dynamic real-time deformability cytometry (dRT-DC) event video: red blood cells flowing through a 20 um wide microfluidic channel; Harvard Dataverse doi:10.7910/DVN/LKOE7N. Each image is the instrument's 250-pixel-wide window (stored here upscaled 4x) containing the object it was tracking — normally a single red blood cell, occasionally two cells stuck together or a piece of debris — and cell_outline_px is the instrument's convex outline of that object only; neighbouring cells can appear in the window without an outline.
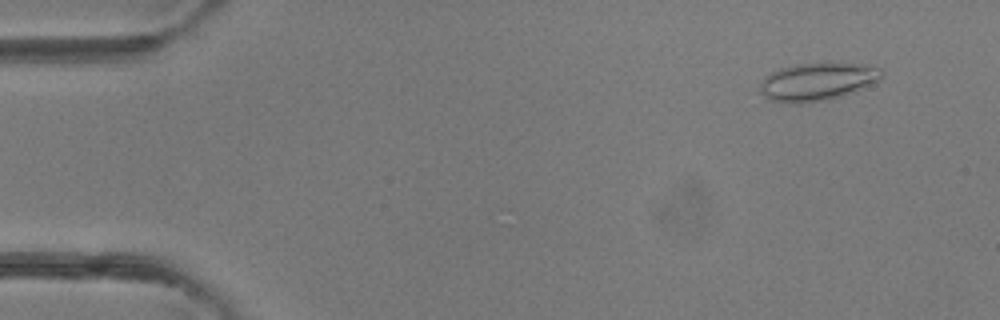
{"species": "common noctule bat (a hibernating species)", "species_latin": "Nyctalus noctula", "temperature_condition": "room temperature", "stored_images_in_passage": 3, "camera_frame_rate_fps": 3000, "um_per_image_px": 0.085, "animal": {"sex": "female"}, "frame": {"image": 1, "passage_image": 1, "time_ms": 0.0, "image_size_px": [1000, 320], "cell_outline_px": [[884, 72], [880, 80], [840, 96], [824, 100], [796, 104], [772, 100], [760, 92], [760, 84], [772, 72], [780, 68], [796, 64], [828, 60], [864, 64], [880, 68]], "centroid_in_image_um": [69.52, 6.88], "position_along_channel_um": 15.5, "area_um2": 27.05}}